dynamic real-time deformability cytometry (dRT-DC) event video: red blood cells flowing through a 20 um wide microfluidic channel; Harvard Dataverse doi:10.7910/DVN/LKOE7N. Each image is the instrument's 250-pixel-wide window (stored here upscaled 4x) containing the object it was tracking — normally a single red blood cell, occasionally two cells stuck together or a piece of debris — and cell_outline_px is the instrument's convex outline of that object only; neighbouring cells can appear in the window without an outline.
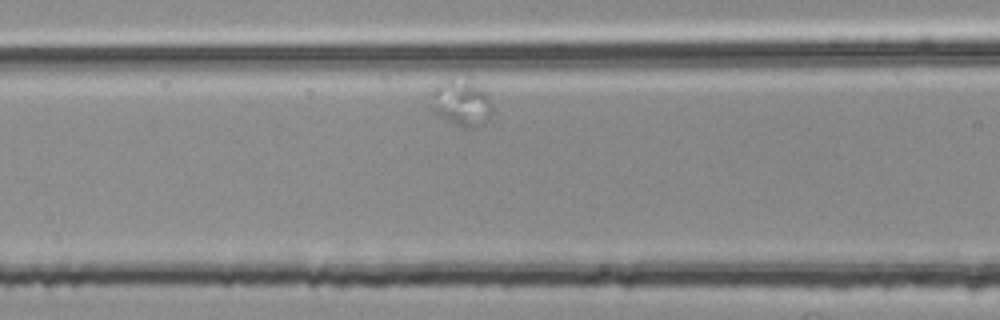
{"species": "common noctule bat (a hibernating species)", "species_latin": "Nyctalus noctula", "temperature_condition": "room temperature", "stored_images_in_passage": 5, "segment_of_instrument_passage": [2, 2], "camera_frame_rate_fps": 3000, "um_per_image_px": 0.085, "animal": {"sex": "female", "body_mass_g": 25.1}, "frame": {"image": 1, "passage_image": 5, "time_ms": 1.333, "image_size_px": [1000, 320], "cell_outline_px": [[492, 112], [484, 124], [472, 128], [464, 128], [444, 120], [432, 112], [428, 108], [428, 104], [432, 92], [436, 84], [448, 80], [468, 80], [488, 92], [492, 108]], "centroid_in_image_um": [39.17, 8.78], "position_along_channel_um": 127.4, "area_um2": 16.94}}